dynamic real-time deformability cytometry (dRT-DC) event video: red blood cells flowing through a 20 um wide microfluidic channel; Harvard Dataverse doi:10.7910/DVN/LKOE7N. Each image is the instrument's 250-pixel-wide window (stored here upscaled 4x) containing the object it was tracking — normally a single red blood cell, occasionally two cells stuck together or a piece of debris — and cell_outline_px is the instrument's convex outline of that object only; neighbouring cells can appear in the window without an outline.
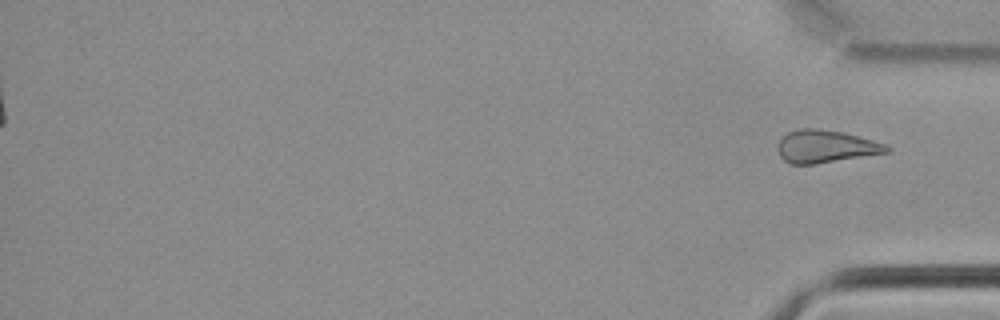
{"species": "common noctule bat (a hibernating species)", "species_latin": "Nyctalus noctula", "temperature_condition": "cold", "stored_images_in_passage": 36, "segment_of_instrument_passage": [2, 2], "camera_frame_rate_fps": 3000, "um_per_image_px": 0.085, "animal": {"sex": "male", "body_mass_g": 21.5, "forearm_length_mm": 52.0}, "frame": {"image": 1, "passage_image": 36, "time_ms": 11.667, "image_size_px": [1000, 320], "cell_outline_px": [[892, 148], [888, 152], [816, 164], [788, 164], [780, 156], [776, 148], [780, 140], [788, 132], [800, 128], [816, 128], [840, 132], [888, 144]], "centroid_in_image_um": [70.16, 12.46], "position_along_channel_um": 365.0, "area_um2": 20.63}}